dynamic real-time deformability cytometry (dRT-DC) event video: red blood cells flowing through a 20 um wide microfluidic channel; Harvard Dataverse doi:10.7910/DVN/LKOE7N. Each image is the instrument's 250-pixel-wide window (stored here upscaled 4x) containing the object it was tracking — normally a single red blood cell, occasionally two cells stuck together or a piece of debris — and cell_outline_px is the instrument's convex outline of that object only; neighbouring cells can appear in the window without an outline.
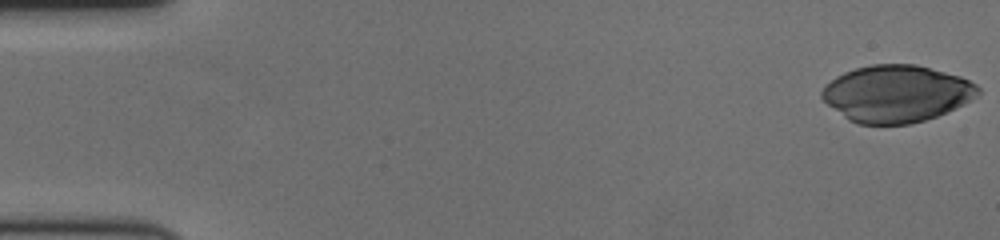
{"species": "human", "species_latin": "Homo sapiens", "temperature_condition": "cold", "stored_images_in_passage": 60, "camera_frame_rate_fps": 3000, "um_per_image_px": 0.085, "donor": {"sex": "female"}, "frame": {"image": 1, "passage_image": 1, "time_ms": 0.0, "image_size_px": [1000, 240], "cell_outline_px": [[980, 92], [964, 104], [948, 112], [924, 120], [908, 124], [856, 124], [848, 120], [828, 104], [820, 96], [820, 92], [836, 76], [844, 72], [856, 68], [872, 64], [916, 64], [960, 76], [976, 84], [980, 88]], "centroid_in_image_um": [76.2, 7.96], "position_along_channel_um": 8.8, "area_um2": 51.62}}
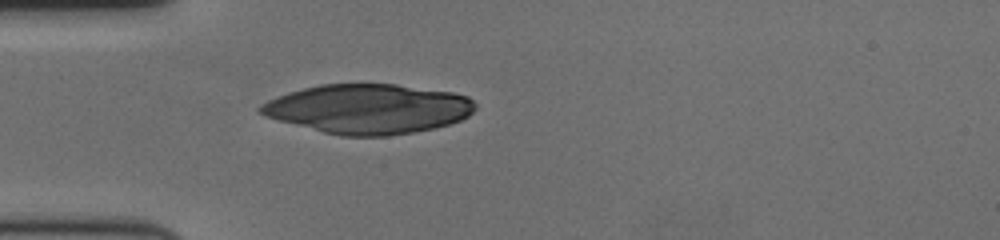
{"frame": {"image": 2, "passage_image": 18, "time_ms": 5.667, "image_size_px": [1000, 240], "cell_outline_px": [[476, 108], [468, 116], [460, 120], [448, 124], [432, 128], [412, 132], [388, 136], [340, 136], [324, 132], [264, 116], [256, 112], [256, 108], [260, 104], [268, 100], [288, 92], [320, 84], [396, 84], [452, 92], [468, 96], [476, 104]], "centroid_in_image_um": [31.28, 9.25], "position_along_channel_um": 53.7, "area_um2": 61.9}}
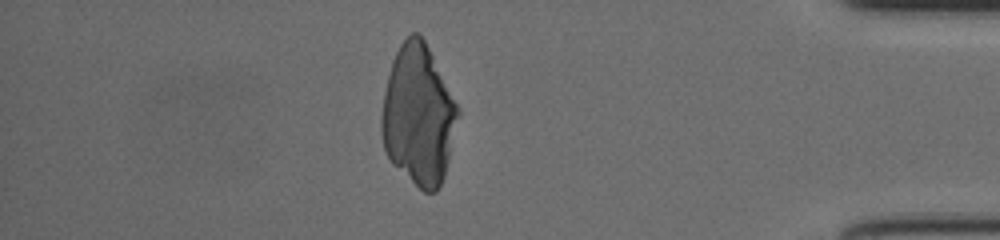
{"frame": {"image": 3, "passage_image": 52, "time_ms": 17.0, "image_size_px": [1000, 240], "cell_outline_px": [[460, 116], [444, 176], [436, 192], [424, 192], [392, 164], [384, 148], [380, 128], [380, 120], [384, 92], [392, 60], [400, 44], [412, 32], [420, 32], [460, 108]], "centroid_in_image_um": [35.57, 9.79], "position_along_channel_um": 399.6, "area_um2": 62.48}}